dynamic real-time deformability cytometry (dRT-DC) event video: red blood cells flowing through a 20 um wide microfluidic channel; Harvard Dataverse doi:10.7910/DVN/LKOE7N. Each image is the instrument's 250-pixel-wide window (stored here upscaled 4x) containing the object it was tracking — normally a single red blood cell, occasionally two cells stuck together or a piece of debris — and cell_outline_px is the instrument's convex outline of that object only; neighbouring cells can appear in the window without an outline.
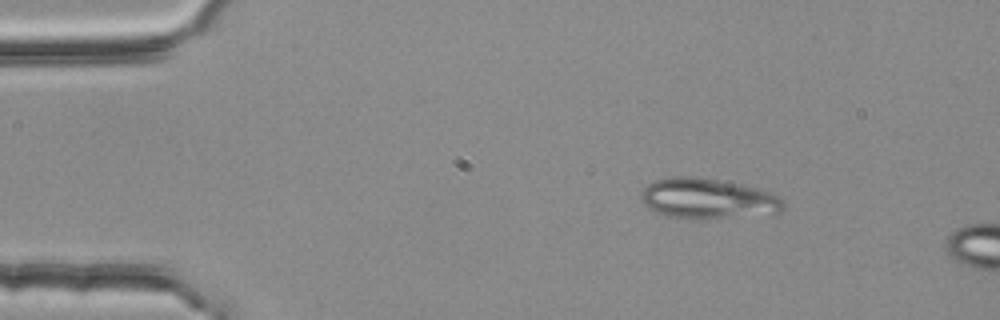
{"species": "common noctule bat (a hibernating species)", "species_latin": "Nyctalus noctula", "temperature_condition": "room temperature", "stored_images_in_passage": 3, "camera_frame_rate_fps": 3000, "um_per_image_px": 0.085, "animal": {"sex": "female", "body_mass_g": 25.1}, "frame": {"image": 1, "passage_image": 2, "time_ms": 0.333, "image_size_px": [1000, 320], "cell_outline_px": [[784, 208], [780, 212], [700, 220], [668, 216], [656, 212], [648, 208], [640, 200], [640, 196], [644, 188], [648, 184], [656, 180], [672, 176], [692, 176], [716, 180], [756, 188], [768, 192], [776, 196], [784, 204]], "centroid_in_image_um": [60.08, 16.89], "position_along_channel_um": 24.9, "area_um2": 33.06}}